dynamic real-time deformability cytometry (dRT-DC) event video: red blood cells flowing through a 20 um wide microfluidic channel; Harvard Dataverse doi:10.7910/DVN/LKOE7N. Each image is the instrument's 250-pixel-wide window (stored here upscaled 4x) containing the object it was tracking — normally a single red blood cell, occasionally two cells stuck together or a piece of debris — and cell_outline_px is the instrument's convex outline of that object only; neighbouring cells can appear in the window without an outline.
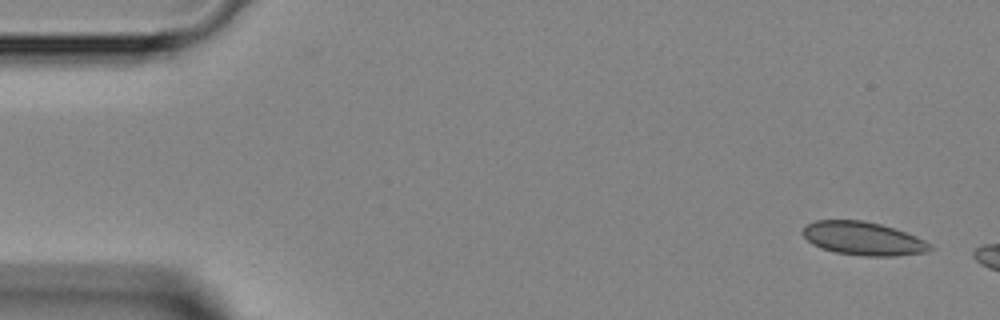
{"species": "Egyptian fruit bat (a non-hibernating species)", "species_latin": "Rousettus aegyptiacus", "temperature_condition": "room temperature", "stored_images_in_passage": 3, "camera_frame_rate_fps": 3000, "um_per_image_px": 0.085, "animal": {"sex": "female"}, "frame": {"image": 1, "passage_image": 1, "time_ms": 0.0, "image_size_px": [1000, 320], "cell_outline_px": [[932, 248], [928, 252], [896, 256], [864, 256], [836, 252], [820, 248], [812, 244], [800, 232], [808, 224], [816, 220], [864, 220], [896, 228], [916, 236], [932, 244]], "centroid_in_image_um": [73.39, 20.27], "position_along_channel_um": 11.6, "area_um2": 24.91}}